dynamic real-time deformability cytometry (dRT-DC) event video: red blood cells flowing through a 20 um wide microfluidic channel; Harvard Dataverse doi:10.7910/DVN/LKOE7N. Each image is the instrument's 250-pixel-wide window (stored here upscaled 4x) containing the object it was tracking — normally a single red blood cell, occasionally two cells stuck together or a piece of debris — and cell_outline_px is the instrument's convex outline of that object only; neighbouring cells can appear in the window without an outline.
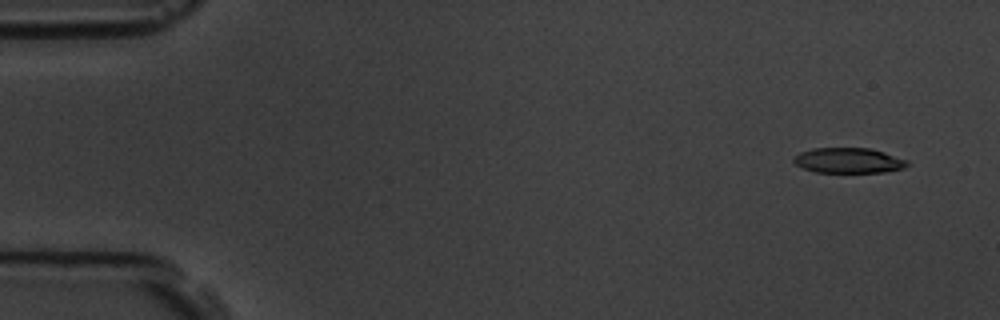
{"species": "common noctule bat (a hibernating species)", "species_latin": "Nyctalus noctula", "temperature_condition": "room temperature", "stored_images_in_passage": 5, "camera_frame_rate_fps": 3000, "um_per_image_px": 0.085, "animal": {"sex": "male", "body_mass_g": 19.5, "forearm_length_mm": 54.6}, "frame": {"image": 1, "passage_image": 1, "time_ms": 0.0, "image_size_px": [1000, 320], "cell_outline_px": [[908, 164], [904, 168], [884, 172], [816, 172], [804, 168], [796, 164], [792, 160], [800, 152], [812, 148], [868, 148], [884, 152], [908, 160]], "centroid_in_image_um": [72.14, 13.64], "position_along_channel_um": 12.9, "area_um2": 16.59}}
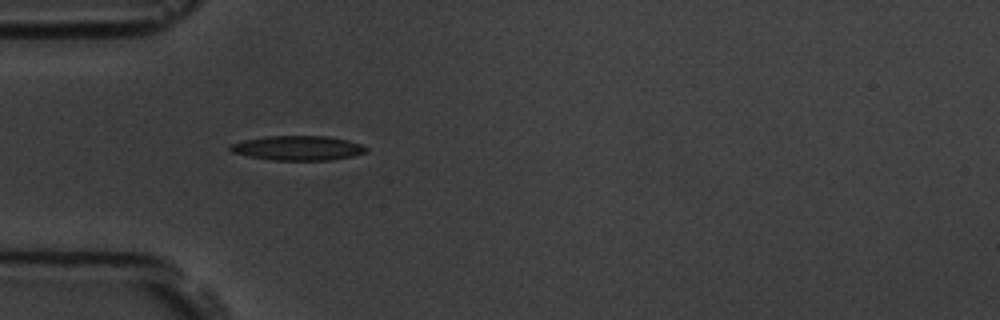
{"frame": {"image": 2, "passage_image": 4, "time_ms": 4.333, "image_size_px": [1000, 320], "cell_outline_px": [[368, 148], [364, 152], [352, 156], [332, 160], [268, 160], [248, 156], [232, 152], [228, 148], [232, 144], [244, 140], [264, 136], [328, 136], [348, 140], [360, 144]], "centroid_in_image_um": [25.3, 12.58], "position_along_channel_um": 59.7, "area_um2": 19.42}}
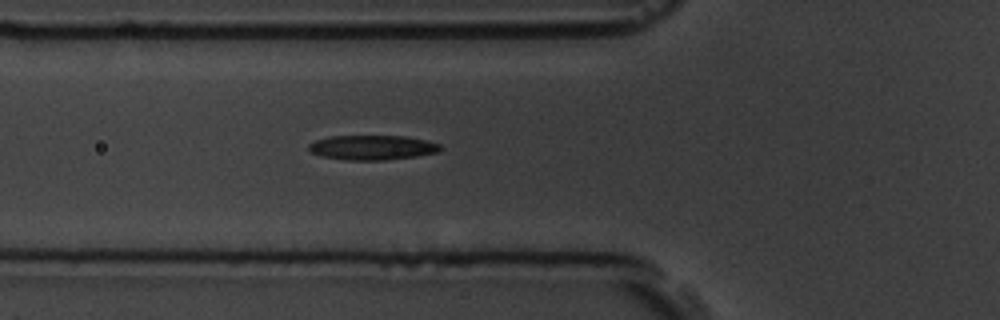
{"frame": {"image": 3, "passage_image": 5, "time_ms": 5.333, "image_size_px": [1000, 320], "cell_outline_px": [[440, 148], [436, 152], [416, 156], [384, 160], [348, 160], [320, 156], [308, 152], [308, 144], [316, 140], [332, 136], [404, 136], [428, 140], [440, 144]], "centroid_in_image_um": [31.6, 12.54], "position_along_channel_um": 94.2, "area_um2": 18.9}}